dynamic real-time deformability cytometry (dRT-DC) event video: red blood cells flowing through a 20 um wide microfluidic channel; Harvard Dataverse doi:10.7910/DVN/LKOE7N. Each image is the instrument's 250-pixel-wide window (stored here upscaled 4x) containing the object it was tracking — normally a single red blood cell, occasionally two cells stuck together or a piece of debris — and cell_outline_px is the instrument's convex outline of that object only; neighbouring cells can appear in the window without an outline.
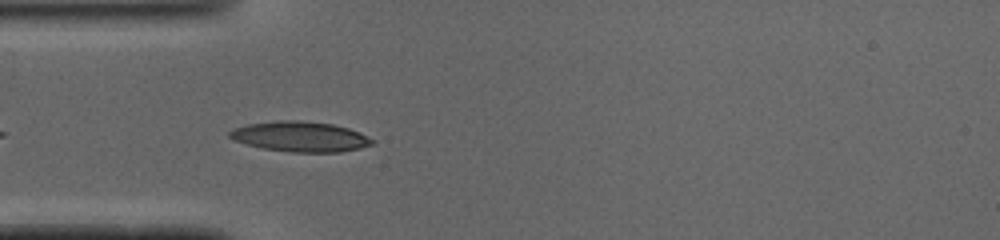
{"species": "common noctule bat (a hibernating species)", "species_latin": "Nyctalus noctula", "temperature_condition": "cold", "stored_images_in_passage": 18, "camera_frame_rate_fps": 3000, "um_per_image_px": 0.085, "animal": {"sex": "male", "body_mass_g": 19.0, "forearm_length_mm": 50.8}, "frame": {"image": 1, "passage_image": 3, "time_ms": 0.667, "image_size_px": [1000, 240], "cell_outline_px": [[376, 144], [360, 148], [340, 152], [292, 152], [264, 148], [248, 144], [236, 140], [228, 136], [228, 132], [232, 128], [248, 124], [280, 120], [300, 120], [332, 124], [348, 128], [360, 132], [376, 140]], "centroid_in_image_um": [25.58, 11.61], "position_along_channel_um": 59.4, "area_um2": 25.14}}
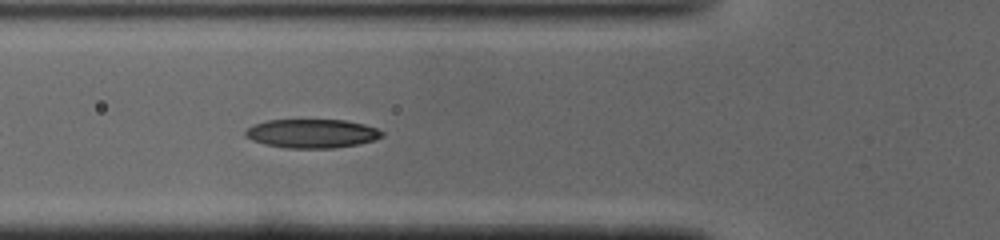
{"frame": {"image": 2, "passage_image": 6, "time_ms": 1.667, "image_size_px": [1000, 240], "cell_outline_px": [[384, 136], [376, 140], [356, 144], [332, 148], [288, 148], [264, 144], [252, 140], [244, 136], [244, 132], [252, 124], [268, 120], [344, 120], [364, 124], [376, 128], [384, 132]], "centroid_in_image_um": [26.5, 11.34], "position_along_channel_um": 99.3, "area_um2": 23.0}}